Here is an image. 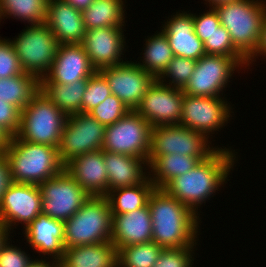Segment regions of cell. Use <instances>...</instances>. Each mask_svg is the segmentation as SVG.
<instances>
[{"label":"cell","mask_w":266,"mask_h":267,"mask_svg":"<svg viewBox=\"0 0 266 267\" xmlns=\"http://www.w3.org/2000/svg\"><path fill=\"white\" fill-rule=\"evenodd\" d=\"M96 71L82 44H60L49 72L39 82L70 84L88 79Z\"/></svg>","instance_id":"obj_18"},{"label":"cell","mask_w":266,"mask_h":267,"mask_svg":"<svg viewBox=\"0 0 266 267\" xmlns=\"http://www.w3.org/2000/svg\"><path fill=\"white\" fill-rule=\"evenodd\" d=\"M123 27H104L86 30L82 46L92 66L97 70L125 62L123 60L127 46ZM125 37V38H124ZM123 55V56H122Z\"/></svg>","instance_id":"obj_17"},{"label":"cell","mask_w":266,"mask_h":267,"mask_svg":"<svg viewBox=\"0 0 266 267\" xmlns=\"http://www.w3.org/2000/svg\"><path fill=\"white\" fill-rule=\"evenodd\" d=\"M45 23L60 44H81L86 33L82 11L64 0H47Z\"/></svg>","instance_id":"obj_21"},{"label":"cell","mask_w":266,"mask_h":267,"mask_svg":"<svg viewBox=\"0 0 266 267\" xmlns=\"http://www.w3.org/2000/svg\"><path fill=\"white\" fill-rule=\"evenodd\" d=\"M203 1L207 2L205 4L209 3L208 4L209 8H214L217 5H220V4H223V3H228V2H231V1H237V0H203Z\"/></svg>","instance_id":"obj_49"},{"label":"cell","mask_w":266,"mask_h":267,"mask_svg":"<svg viewBox=\"0 0 266 267\" xmlns=\"http://www.w3.org/2000/svg\"><path fill=\"white\" fill-rule=\"evenodd\" d=\"M25 28L11 42L22 71L40 80L49 72L60 43L45 22Z\"/></svg>","instance_id":"obj_7"},{"label":"cell","mask_w":266,"mask_h":267,"mask_svg":"<svg viewBox=\"0 0 266 267\" xmlns=\"http://www.w3.org/2000/svg\"><path fill=\"white\" fill-rule=\"evenodd\" d=\"M124 2L123 0H94L82 11L85 29L124 27L126 18Z\"/></svg>","instance_id":"obj_28"},{"label":"cell","mask_w":266,"mask_h":267,"mask_svg":"<svg viewBox=\"0 0 266 267\" xmlns=\"http://www.w3.org/2000/svg\"><path fill=\"white\" fill-rule=\"evenodd\" d=\"M148 206L153 242L164 249L197 245L201 219L190 208L163 188L152 191Z\"/></svg>","instance_id":"obj_2"},{"label":"cell","mask_w":266,"mask_h":267,"mask_svg":"<svg viewBox=\"0 0 266 267\" xmlns=\"http://www.w3.org/2000/svg\"><path fill=\"white\" fill-rule=\"evenodd\" d=\"M99 72L106 78L111 93L118 97L130 110H135L156 78L136 62L125 61Z\"/></svg>","instance_id":"obj_15"},{"label":"cell","mask_w":266,"mask_h":267,"mask_svg":"<svg viewBox=\"0 0 266 267\" xmlns=\"http://www.w3.org/2000/svg\"><path fill=\"white\" fill-rule=\"evenodd\" d=\"M39 91V80L23 72L13 77L0 78V99L22 111Z\"/></svg>","instance_id":"obj_30"},{"label":"cell","mask_w":266,"mask_h":267,"mask_svg":"<svg viewBox=\"0 0 266 267\" xmlns=\"http://www.w3.org/2000/svg\"><path fill=\"white\" fill-rule=\"evenodd\" d=\"M163 249L153 241L121 247L117 250V267H153Z\"/></svg>","instance_id":"obj_33"},{"label":"cell","mask_w":266,"mask_h":267,"mask_svg":"<svg viewBox=\"0 0 266 267\" xmlns=\"http://www.w3.org/2000/svg\"><path fill=\"white\" fill-rule=\"evenodd\" d=\"M152 241V220L148 204L125 214H112V244L117 248Z\"/></svg>","instance_id":"obj_23"},{"label":"cell","mask_w":266,"mask_h":267,"mask_svg":"<svg viewBox=\"0 0 266 267\" xmlns=\"http://www.w3.org/2000/svg\"><path fill=\"white\" fill-rule=\"evenodd\" d=\"M204 49L208 55H222L230 57H244L232 44L228 30L220 25L205 40Z\"/></svg>","instance_id":"obj_37"},{"label":"cell","mask_w":266,"mask_h":267,"mask_svg":"<svg viewBox=\"0 0 266 267\" xmlns=\"http://www.w3.org/2000/svg\"><path fill=\"white\" fill-rule=\"evenodd\" d=\"M103 159L107 168L108 192L143 183L148 177V162L143 158L107 152L103 150Z\"/></svg>","instance_id":"obj_24"},{"label":"cell","mask_w":266,"mask_h":267,"mask_svg":"<svg viewBox=\"0 0 266 267\" xmlns=\"http://www.w3.org/2000/svg\"><path fill=\"white\" fill-rule=\"evenodd\" d=\"M10 233L7 228L0 223V248L5 243L7 239H9Z\"/></svg>","instance_id":"obj_47"},{"label":"cell","mask_w":266,"mask_h":267,"mask_svg":"<svg viewBox=\"0 0 266 267\" xmlns=\"http://www.w3.org/2000/svg\"><path fill=\"white\" fill-rule=\"evenodd\" d=\"M234 47L248 60L257 50L266 17L264 0H237L214 7Z\"/></svg>","instance_id":"obj_4"},{"label":"cell","mask_w":266,"mask_h":267,"mask_svg":"<svg viewBox=\"0 0 266 267\" xmlns=\"http://www.w3.org/2000/svg\"><path fill=\"white\" fill-rule=\"evenodd\" d=\"M266 57V17L263 22L261 37L256 52L248 59V67L256 61L258 56ZM264 55V56H263Z\"/></svg>","instance_id":"obj_44"},{"label":"cell","mask_w":266,"mask_h":267,"mask_svg":"<svg viewBox=\"0 0 266 267\" xmlns=\"http://www.w3.org/2000/svg\"><path fill=\"white\" fill-rule=\"evenodd\" d=\"M60 267H117V248L111 241L65 248Z\"/></svg>","instance_id":"obj_25"},{"label":"cell","mask_w":266,"mask_h":267,"mask_svg":"<svg viewBox=\"0 0 266 267\" xmlns=\"http://www.w3.org/2000/svg\"><path fill=\"white\" fill-rule=\"evenodd\" d=\"M195 34L204 43L205 40L221 25L219 16L214 8L209 11L196 15L192 13Z\"/></svg>","instance_id":"obj_40"},{"label":"cell","mask_w":266,"mask_h":267,"mask_svg":"<svg viewBox=\"0 0 266 267\" xmlns=\"http://www.w3.org/2000/svg\"><path fill=\"white\" fill-rule=\"evenodd\" d=\"M194 246L163 249L153 267H192Z\"/></svg>","instance_id":"obj_38"},{"label":"cell","mask_w":266,"mask_h":267,"mask_svg":"<svg viewBox=\"0 0 266 267\" xmlns=\"http://www.w3.org/2000/svg\"><path fill=\"white\" fill-rule=\"evenodd\" d=\"M79 11L85 10L94 0H64Z\"/></svg>","instance_id":"obj_46"},{"label":"cell","mask_w":266,"mask_h":267,"mask_svg":"<svg viewBox=\"0 0 266 267\" xmlns=\"http://www.w3.org/2000/svg\"><path fill=\"white\" fill-rule=\"evenodd\" d=\"M64 170L90 196H106L108 193L107 168L103 150H95L72 158Z\"/></svg>","instance_id":"obj_19"},{"label":"cell","mask_w":266,"mask_h":267,"mask_svg":"<svg viewBox=\"0 0 266 267\" xmlns=\"http://www.w3.org/2000/svg\"><path fill=\"white\" fill-rule=\"evenodd\" d=\"M207 157L169 154L157 156L149 165V179L155 188H164L175 177L192 170ZM152 173V174H151Z\"/></svg>","instance_id":"obj_26"},{"label":"cell","mask_w":266,"mask_h":267,"mask_svg":"<svg viewBox=\"0 0 266 267\" xmlns=\"http://www.w3.org/2000/svg\"><path fill=\"white\" fill-rule=\"evenodd\" d=\"M9 136L0 128V152H4L9 142Z\"/></svg>","instance_id":"obj_48"},{"label":"cell","mask_w":266,"mask_h":267,"mask_svg":"<svg viewBox=\"0 0 266 267\" xmlns=\"http://www.w3.org/2000/svg\"><path fill=\"white\" fill-rule=\"evenodd\" d=\"M246 65V66H245ZM248 67L245 57L208 55L196 61L195 69L183 93L192 96L221 97L234 71Z\"/></svg>","instance_id":"obj_8"},{"label":"cell","mask_w":266,"mask_h":267,"mask_svg":"<svg viewBox=\"0 0 266 267\" xmlns=\"http://www.w3.org/2000/svg\"><path fill=\"white\" fill-rule=\"evenodd\" d=\"M181 12L171 15L160 30L166 35L174 56L197 61L206 54L204 43L195 34L192 13Z\"/></svg>","instance_id":"obj_20"},{"label":"cell","mask_w":266,"mask_h":267,"mask_svg":"<svg viewBox=\"0 0 266 267\" xmlns=\"http://www.w3.org/2000/svg\"><path fill=\"white\" fill-rule=\"evenodd\" d=\"M155 189L149 177L141 184L109 191L105 196L112 214H125L145 207Z\"/></svg>","instance_id":"obj_29"},{"label":"cell","mask_w":266,"mask_h":267,"mask_svg":"<svg viewBox=\"0 0 266 267\" xmlns=\"http://www.w3.org/2000/svg\"><path fill=\"white\" fill-rule=\"evenodd\" d=\"M41 212L42 196L36 184L12 182L0 201V223L9 232L16 229L13 226L20 223L25 228Z\"/></svg>","instance_id":"obj_16"},{"label":"cell","mask_w":266,"mask_h":267,"mask_svg":"<svg viewBox=\"0 0 266 267\" xmlns=\"http://www.w3.org/2000/svg\"><path fill=\"white\" fill-rule=\"evenodd\" d=\"M223 148L217 147L209 157L201 160L192 170L175 177L163 188L197 216H200L199 207L203 203L206 204L207 199L210 200L214 193L227 183L228 175L237 161L235 155L238 152L231 150V147L223 146Z\"/></svg>","instance_id":"obj_1"},{"label":"cell","mask_w":266,"mask_h":267,"mask_svg":"<svg viewBox=\"0 0 266 267\" xmlns=\"http://www.w3.org/2000/svg\"><path fill=\"white\" fill-rule=\"evenodd\" d=\"M211 142L202 133L180 124L152 127L148 165L157 156L175 153L180 156L209 157L218 147H210Z\"/></svg>","instance_id":"obj_9"},{"label":"cell","mask_w":266,"mask_h":267,"mask_svg":"<svg viewBox=\"0 0 266 267\" xmlns=\"http://www.w3.org/2000/svg\"><path fill=\"white\" fill-rule=\"evenodd\" d=\"M38 186L42 213L62 222L71 218L90 197L65 170Z\"/></svg>","instance_id":"obj_12"},{"label":"cell","mask_w":266,"mask_h":267,"mask_svg":"<svg viewBox=\"0 0 266 267\" xmlns=\"http://www.w3.org/2000/svg\"><path fill=\"white\" fill-rule=\"evenodd\" d=\"M233 106L221 97L192 96L184 94L182 101V118L180 125L190 128L205 135L224 128L232 117L231 111Z\"/></svg>","instance_id":"obj_13"},{"label":"cell","mask_w":266,"mask_h":267,"mask_svg":"<svg viewBox=\"0 0 266 267\" xmlns=\"http://www.w3.org/2000/svg\"><path fill=\"white\" fill-rule=\"evenodd\" d=\"M8 160L11 181L15 183L40 185L64 170L58 148L9 138L3 152Z\"/></svg>","instance_id":"obj_3"},{"label":"cell","mask_w":266,"mask_h":267,"mask_svg":"<svg viewBox=\"0 0 266 267\" xmlns=\"http://www.w3.org/2000/svg\"><path fill=\"white\" fill-rule=\"evenodd\" d=\"M21 111L0 99V128L9 137L17 135L20 127Z\"/></svg>","instance_id":"obj_42"},{"label":"cell","mask_w":266,"mask_h":267,"mask_svg":"<svg viewBox=\"0 0 266 267\" xmlns=\"http://www.w3.org/2000/svg\"><path fill=\"white\" fill-rule=\"evenodd\" d=\"M45 258L47 257L45 256L44 259H40V260H38V258L37 260L36 258L35 260L31 259V262L28 264L27 267H60V261L51 259L52 261L47 262Z\"/></svg>","instance_id":"obj_45"},{"label":"cell","mask_w":266,"mask_h":267,"mask_svg":"<svg viewBox=\"0 0 266 267\" xmlns=\"http://www.w3.org/2000/svg\"><path fill=\"white\" fill-rule=\"evenodd\" d=\"M183 98V89L164 85L156 79L135 111L152 127L180 124Z\"/></svg>","instance_id":"obj_14"},{"label":"cell","mask_w":266,"mask_h":267,"mask_svg":"<svg viewBox=\"0 0 266 267\" xmlns=\"http://www.w3.org/2000/svg\"><path fill=\"white\" fill-rule=\"evenodd\" d=\"M111 94L106 78L99 71H96L88 78L82 98L81 112L89 113Z\"/></svg>","instance_id":"obj_35"},{"label":"cell","mask_w":266,"mask_h":267,"mask_svg":"<svg viewBox=\"0 0 266 267\" xmlns=\"http://www.w3.org/2000/svg\"><path fill=\"white\" fill-rule=\"evenodd\" d=\"M24 230L32 249L60 261L64 255V222L40 213Z\"/></svg>","instance_id":"obj_22"},{"label":"cell","mask_w":266,"mask_h":267,"mask_svg":"<svg viewBox=\"0 0 266 267\" xmlns=\"http://www.w3.org/2000/svg\"><path fill=\"white\" fill-rule=\"evenodd\" d=\"M47 0H0L1 17H12L30 24L46 21ZM27 21V22H26Z\"/></svg>","instance_id":"obj_32"},{"label":"cell","mask_w":266,"mask_h":267,"mask_svg":"<svg viewBox=\"0 0 266 267\" xmlns=\"http://www.w3.org/2000/svg\"><path fill=\"white\" fill-rule=\"evenodd\" d=\"M112 239V213L105 196H90L64 222V247L105 243Z\"/></svg>","instance_id":"obj_5"},{"label":"cell","mask_w":266,"mask_h":267,"mask_svg":"<svg viewBox=\"0 0 266 267\" xmlns=\"http://www.w3.org/2000/svg\"><path fill=\"white\" fill-rule=\"evenodd\" d=\"M22 73L11 39H2L0 36V78L13 77Z\"/></svg>","instance_id":"obj_39"},{"label":"cell","mask_w":266,"mask_h":267,"mask_svg":"<svg viewBox=\"0 0 266 267\" xmlns=\"http://www.w3.org/2000/svg\"><path fill=\"white\" fill-rule=\"evenodd\" d=\"M7 239L0 248V267H27L31 258L25 251L16 245H10ZM29 256V257H28Z\"/></svg>","instance_id":"obj_41"},{"label":"cell","mask_w":266,"mask_h":267,"mask_svg":"<svg viewBox=\"0 0 266 267\" xmlns=\"http://www.w3.org/2000/svg\"><path fill=\"white\" fill-rule=\"evenodd\" d=\"M145 41L142 63L139 61L137 64L157 79L167 68L174 54L162 30L151 37L147 36Z\"/></svg>","instance_id":"obj_31"},{"label":"cell","mask_w":266,"mask_h":267,"mask_svg":"<svg viewBox=\"0 0 266 267\" xmlns=\"http://www.w3.org/2000/svg\"><path fill=\"white\" fill-rule=\"evenodd\" d=\"M195 65V60L174 56L157 80L164 85L184 89L190 80Z\"/></svg>","instance_id":"obj_34"},{"label":"cell","mask_w":266,"mask_h":267,"mask_svg":"<svg viewBox=\"0 0 266 267\" xmlns=\"http://www.w3.org/2000/svg\"><path fill=\"white\" fill-rule=\"evenodd\" d=\"M152 126L135 110L105 127L102 150L147 160Z\"/></svg>","instance_id":"obj_10"},{"label":"cell","mask_w":266,"mask_h":267,"mask_svg":"<svg viewBox=\"0 0 266 267\" xmlns=\"http://www.w3.org/2000/svg\"><path fill=\"white\" fill-rule=\"evenodd\" d=\"M67 117L39 90L21 111L16 136L20 140L58 148Z\"/></svg>","instance_id":"obj_6"},{"label":"cell","mask_w":266,"mask_h":267,"mask_svg":"<svg viewBox=\"0 0 266 267\" xmlns=\"http://www.w3.org/2000/svg\"><path fill=\"white\" fill-rule=\"evenodd\" d=\"M88 79L70 84L39 82V90L63 113L73 115L81 112L82 98Z\"/></svg>","instance_id":"obj_27"},{"label":"cell","mask_w":266,"mask_h":267,"mask_svg":"<svg viewBox=\"0 0 266 267\" xmlns=\"http://www.w3.org/2000/svg\"><path fill=\"white\" fill-rule=\"evenodd\" d=\"M129 111L130 109L118 97L111 94L89 113L106 127L117 122Z\"/></svg>","instance_id":"obj_36"},{"label":"cell","mask_w":266,"mask_h":267,"mask_svg":"<svg viewBox=\"0 0 266 267\" xmlns=\"http://www.w3.org/2000/svg\"><path fill=\"white\" fill-rule=\"evenodd\" d=\"M104 135L105 126L90 113L68 115L58 146L61 162L65 165L79 155L102 150Z\"/></svg>","instance_id":"obj_11"},{"label":"cell","mask_w":266,"mask_h":267,"mask_svg":"<svg viewBox=\"0 0 266 267\" xmlns=\"http://www.w3.org/2000/svg\"><path fill=\"white\" fill-rule=\"evenodd\" d=\"M11 183L8 160L5 154L0 152V201Z\"/></svg>","instance_id":"obj_43"}]
</instances>
